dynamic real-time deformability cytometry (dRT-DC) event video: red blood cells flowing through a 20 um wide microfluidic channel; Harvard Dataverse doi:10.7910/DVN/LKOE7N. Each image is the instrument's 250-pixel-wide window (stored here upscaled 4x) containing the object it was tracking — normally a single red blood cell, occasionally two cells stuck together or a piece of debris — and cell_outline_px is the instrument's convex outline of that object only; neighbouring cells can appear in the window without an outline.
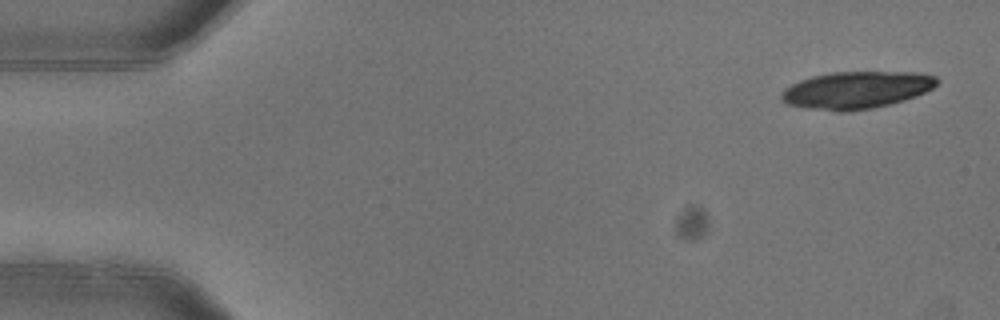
{"species": "common noctule bat (a hibernating species)", "species_latin": "Nyctalus noctula", "temperature_condition": "warm", "stored_images_in_passage": 6, "camera_frame_rate_fps": 3000, "um_per_image_px": 0.085, "animal": {"sex": "female"}, "frame": {"image": 1, "passage_image": 1, "time_ms": 0.0, "image_size_px": [1000, 320], "cell_outline_px": [[940, 80], [932, 88], [916, 96], [904, 100], [872, 108], [840, 112], [784, 104], [780, 100], [780, 96], [784, 88], [800, 80], [812, 76], [832, 72], [916, 72], [936, 76]], "centroid_in_image_um": [72.78, 7.64], "position_along_channel_um": 12.2, "area_um2": 33.64}}